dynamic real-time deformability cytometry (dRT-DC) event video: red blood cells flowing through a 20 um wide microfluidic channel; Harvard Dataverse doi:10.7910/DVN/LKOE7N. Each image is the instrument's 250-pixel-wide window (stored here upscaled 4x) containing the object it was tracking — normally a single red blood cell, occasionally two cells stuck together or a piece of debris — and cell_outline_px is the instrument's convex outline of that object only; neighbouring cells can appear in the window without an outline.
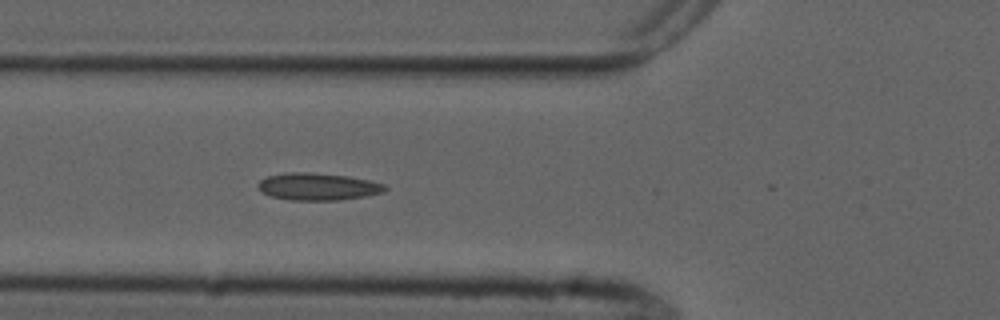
{"species": "common noctule bat (a hibernating species)", "species_latin": "Nyctalus noctula", "temperature_condition": "cold", "stored_images_in_passage": 5, "camera_frame_rate_fps": 3000, "um_per_image_px": 0.085, "animal": {"sex": "male", "forearm_length_mm": 52.5}, "frame": {"image": 1, "passage_image": 5, "time_ms": 4.667, "image_size_px": [1000, 320], "cell_outline_px": [[388, 188], [384, 192], [364, 196], [340, 200], [288, 200], [272, 196], [260, 192], [256, 184], [260, 180], [268, 176], [288, 172], [312, 172], [348, 176], [368, 180], [384, 184]], "centroid_in_image_um": [26.99, 15.86], "position_along_channel_um": 98.8, "area_um2": 20.23}}